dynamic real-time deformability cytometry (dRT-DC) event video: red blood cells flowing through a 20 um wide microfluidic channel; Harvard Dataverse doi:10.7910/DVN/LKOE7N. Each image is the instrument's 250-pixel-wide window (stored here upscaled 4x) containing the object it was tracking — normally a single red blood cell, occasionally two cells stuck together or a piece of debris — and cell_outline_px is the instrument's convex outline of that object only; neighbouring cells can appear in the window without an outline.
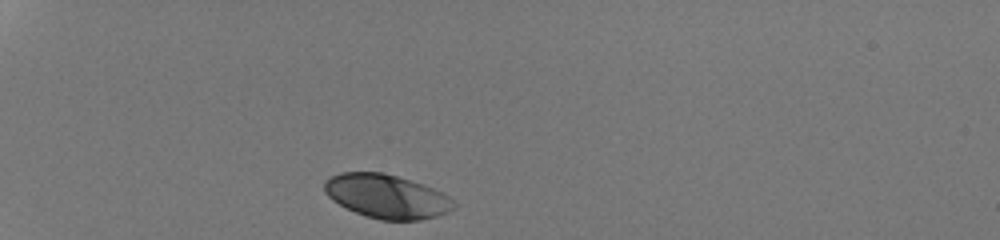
{"species": "human", "species_latin": "Homo sapiens", "temperature_condition": "room temperature", "stored_images_in_passage": 30, "camera_frame_rate_fps": 3000, "um_per_image_px": 0.085, "donor": {"sex": "male"}, "frame": {"image": 1, "passage_image": 1, "time_ms": 0.0, "image_size_px": [1000, 240], "cell_outline_px": [[456, 208], [448, 212], [436, 216], [420, 220], [380, 220], [356, 212], [332, 200], [324, 192], [324, 180], [340, 172], [384, 172], [432, 188], [448, 196], [456, 204]], "centroid_in_image_um": [32.85, 16.69], "position_along_channel_um": 52.1, "area_um2": 32.77}}
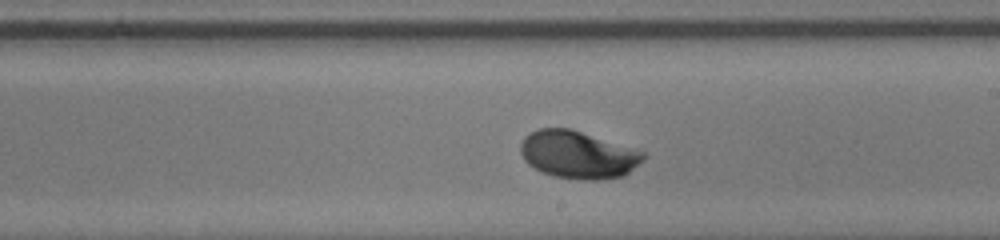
{"frame": {"image": 2, "passage_image": 18, "time_ms": 5.667, "image_size_px": [1000, 240], "cell_outline_px": [[648, 156], [644, 160], [624, 176], [600, 180], [580, 180], [552, 176], [540, 172], [528, 164], [524, 160], [520, 152], [520, 144], [524, 136], [540, 128], [572, 128], [644, 152]], "centroid_in_image_um": [49.12, 13.16], "position_along_channel_um": 239.9, "area_um2": 34.39}}
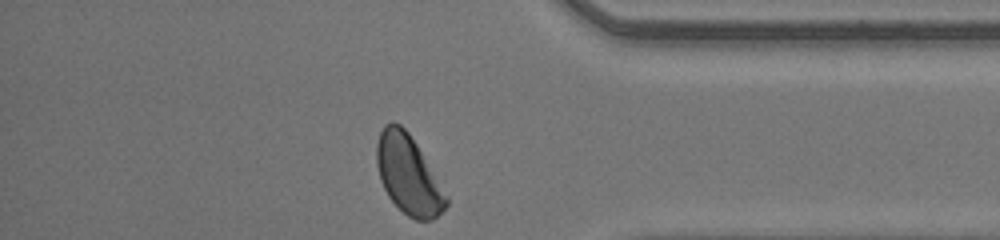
{"frame": {"image": 3, "passage_image": 30, "time_ms": 9.667, "image_size_px": [1000, 240], "cell_outline_px": [[448, 204], [432, 220], [416, 220], [408, 216], [388, 196], [380, 180], [376, 164], [376, 144], [380, 132], [384, 124], [392, 120], [400, 124], [408, 132], [416, 144], [448, 196]], "centroid_in_image_um": [34.68, 14.83], "position_along_channel_um": 400.5, "area_um2": 31.67}, "authors_computed_cell_mechanics": {"area_um2": 33.1194, "velocity_mm_per_s": 4.2263, "shape_relaxation_time_tau1_ms": 1.9147, "shape_relaxation_time_tau2_ms": null, "deformation_change_tau1": 0.1232, "deformation_change_tau2": null}}